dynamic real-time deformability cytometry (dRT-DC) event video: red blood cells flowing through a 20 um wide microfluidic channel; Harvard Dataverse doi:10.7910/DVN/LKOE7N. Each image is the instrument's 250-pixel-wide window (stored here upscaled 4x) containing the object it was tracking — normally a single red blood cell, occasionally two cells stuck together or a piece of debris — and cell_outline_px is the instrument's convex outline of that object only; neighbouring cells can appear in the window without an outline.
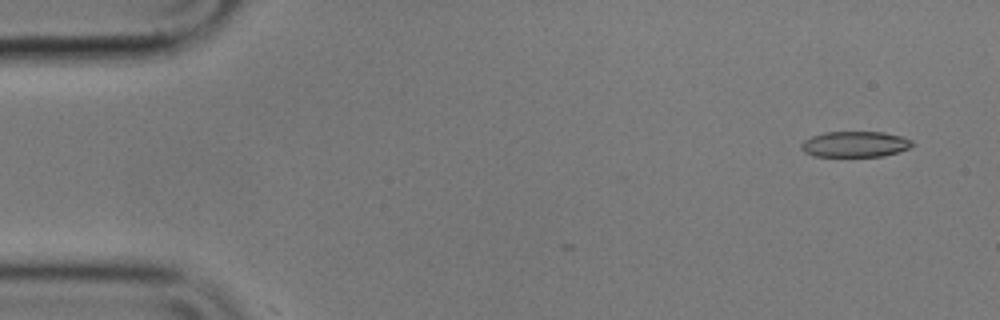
{"species": "common noctule bat (a hibernating species)", "species_latin": "Nyctalus noctula", "temperature_condition": "cold", "stored_images_in_passage": 4, "camera_frame_rate_fps": 3000, "um_per_image_px": 0.085, "animal": {"sex": "male", "body_mass_g": 17.9}, "frame": {"image": 1, "passage_image": 3, "time_ms": 0.667, "image_size_px": [1000, 320], "cell_outline_px": [[912, 144], [908, 148], [884, 156], [812, 156], [804, 152], [800, 148], [800, 144], [804, 140], [812, 136], [824, 132], [884, 132], [904, 136], [912, 140]], "centroid_in_image_um": [72.65, 12.25], "position_along_channel_um": 12.4, "area_um2": 16.7}}